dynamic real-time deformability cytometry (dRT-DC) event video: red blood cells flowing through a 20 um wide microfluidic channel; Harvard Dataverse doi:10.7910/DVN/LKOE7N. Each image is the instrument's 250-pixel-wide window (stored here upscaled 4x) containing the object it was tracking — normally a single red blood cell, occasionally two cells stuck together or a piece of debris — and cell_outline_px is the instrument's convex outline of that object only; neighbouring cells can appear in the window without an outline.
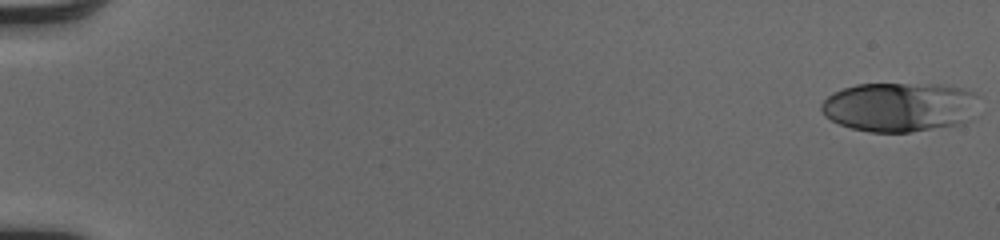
{"species": "human", "species_latin": "Homo sapiens", "temperature_condition": "cold", "stored_images_in_passage": 52, "camera_frame_rate_fps": 3000, "um_per_image_px": 0.085, "donor": {"sex": "male"}, "frame": {"image": 1, "passage_image": 1, "time_ms": 0.0, "image_size_px": [1000, 240], "cell_outline_px": [[976, 116], [972, 120], [964, 124], [908, 132], [868, 132], [852, 128], [840, 124], [824, 116], [820, 108], [820, 104], [832, 92], [856, 84], [940, 84], [964, 88], [972, 92], [976, 96]], "centroid_in_image_um": [76.49, 9.1], "position_along_channel_um": 8.5, "area_um2": 45.89}}
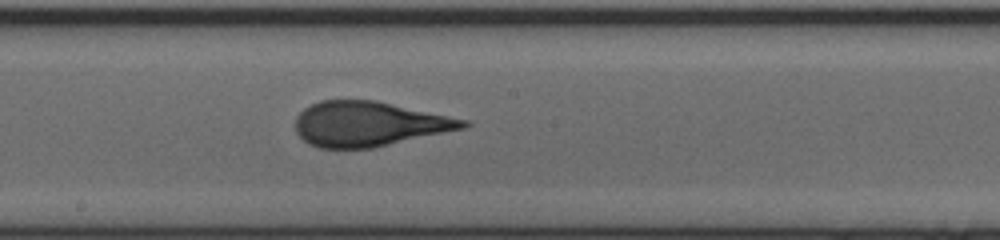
{"frame": {"image": 2, "passage_image": 30, "time_ms": 9.667, "image_size_px": [1000, 240], "cell_outline_px": [[472, 124], [464, 128], [372, 148], [320, 148], [308, 144], [296, 132], [296, 116], [304, 108], [320, 100], [376, 100], [468, 120]], "centroid_in_image_um": [31.34, 10.53], "position_along_channel_um": 216.9, "area_um2": 43.64}}
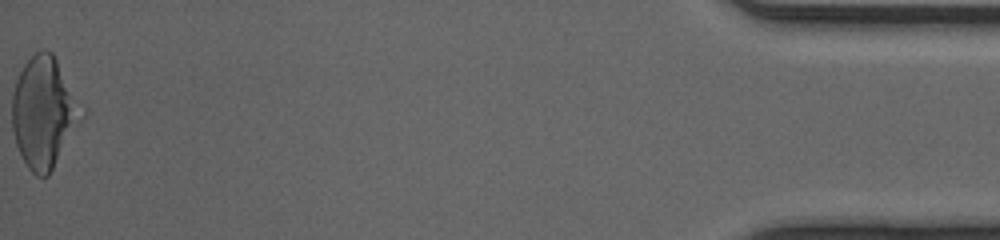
{"frame": {"image": 3, "passage_image": 52, "time_ms": 17.0, "image_size_px": [1000, 240], "cell_outline_px": [[88, 112], [48, 176], [36, 176], [28, 168], [16, 144], [12, 128], [12, 92], [16, 80], [24, 64], [36, 52], [44, 48], [48, 48], [52, 52], [88, 108]], "centroid_in_image_um": [3.81, 9.51], "position_along_channel_um": 431.4, "area_um2": 46.07}, "authors_computed_cell_mechanics": {"area_um2": 43.639, "velocity_mm_per_s": 4.1155, "shape_relaxation_time_tau1_ms": 6.6603, "shape_relaxation_time_tau2_ms": 0.9042, "deformation_change_tau1": 0.2462, "deformation_change_tau2": 0.1032}}